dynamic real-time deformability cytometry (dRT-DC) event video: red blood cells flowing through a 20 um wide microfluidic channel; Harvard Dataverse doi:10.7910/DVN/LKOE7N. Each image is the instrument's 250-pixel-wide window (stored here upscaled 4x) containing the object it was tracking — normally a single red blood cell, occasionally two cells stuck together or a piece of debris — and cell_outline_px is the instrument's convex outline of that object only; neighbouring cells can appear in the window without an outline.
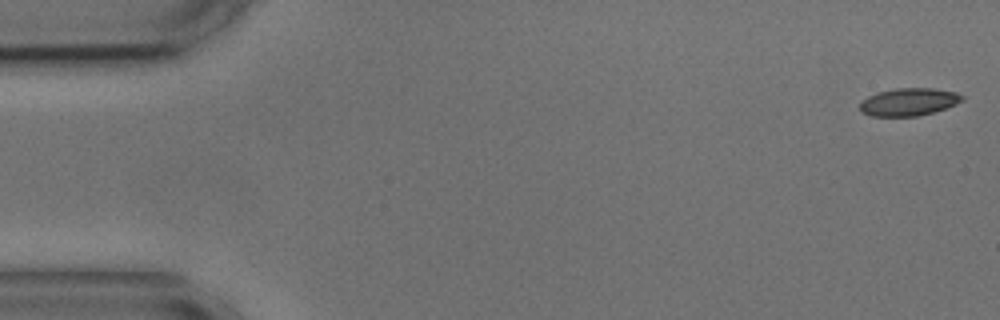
{"species": "common noctule bat (a hibernating species)", "species_latin": "Nyctalus noctula", "temperature_condition": "cold", "stored_images_in_passage": 55, "camera_frame_rate_fps": 3000, "um_per_image_px": 0.085, "animal": {"sex": "male", "body_mass_g": 17.9, "forearm_length_mm": 54.2}, "frame": {"image": 1, "passage_image": 1, "time_ms": 0.0, "image_size_px": [1000, 320], "cell_outline_px": [[964, 100], [956, 104], [932, 112], [916, 116], [872, 116], [860, 112], [860, 104], [868, 96], [876, 92], [896, 88], [932, 88], [956, 92], [964, 96]], "centroid_in_image_um": [77.24, 8.65], "position_along_channel_um": 7.8, "area_um2": 16.42}}
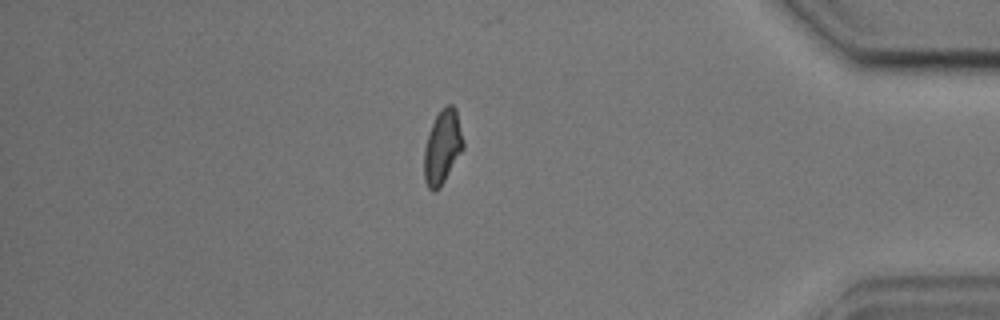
{"frame": {"image": 2, "passage_image": 47, "time_ms": 15.333, "image_size_px": [1000, 320], "cell_outline_px": [[464, 148], [440, 188], [432, 192], [428, 188], [424, 180], [424, 148], [428, 132], [440, 108], [448, 104], [452, 104], [456, 108], [464, 140]], "centroid_in_image_um": [37.61, 12.48], "position_along_channel_um": 397.6, "area_um2": 17.11}}
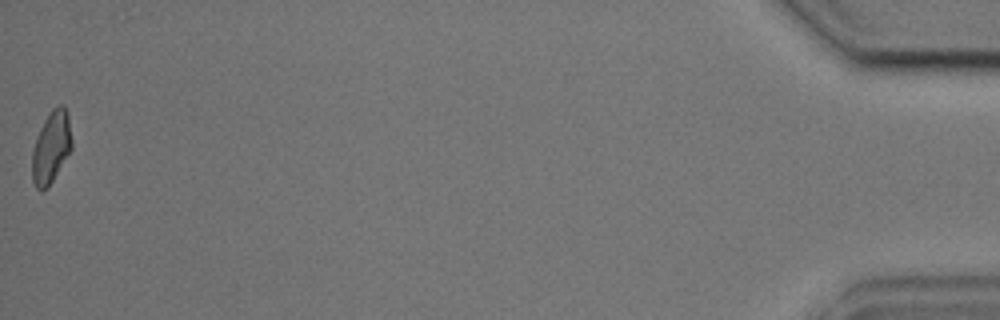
{"frame": {"image": 3, "passage_image": 55, "time_ms": 18.0, "image_size_px": [1000, 320], "cell_outline_px": [[72, 148], [48, 188], [40, 192], [36, 188], [32, 180], [32, 152], [36, 136], [44, 120], [52, 108], [56, 104], [64, 104], [68, 112], [72, 140]], "centroid_in_image_um": [4.35, 12.49], "position_along_channel_um": 430.8, "area_um2": 16.94}, "authors_computed_cell_mechanics": {"area_um2": 16.9354, "velocity_mm_per_s": 3.5959, "shape_relaxation_time_tau1_ms": null, "shape_relaxation_time_tau2_ms": 1.7998, "deformation_change_tau1": null, "deformation_change_tau2": 0.0696}}